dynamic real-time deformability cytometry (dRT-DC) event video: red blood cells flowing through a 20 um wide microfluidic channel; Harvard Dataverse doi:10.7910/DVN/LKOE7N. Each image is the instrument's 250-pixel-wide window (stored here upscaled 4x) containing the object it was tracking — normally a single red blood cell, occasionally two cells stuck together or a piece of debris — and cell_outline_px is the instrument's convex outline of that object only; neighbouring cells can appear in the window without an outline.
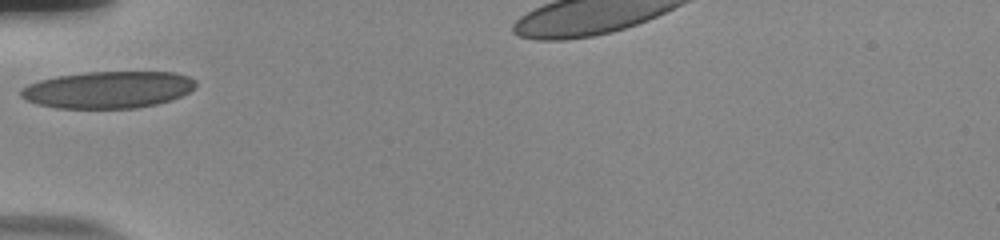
{"species": "human", "species_latin": "Homo sapiens", "temperature_condition": "room temperature", "stored_images_in_passage": 27, "camera_frame_rate_fps": 3000, "um_per_image_px": 0.085, "donor": {"sex": "male"}, "frame": {"image": 1, "passage_image": 1, "time_ms": 0.0, "image_size_px": [1000, 240], "cell_outline_px": [[196, 84], [188, 92], [172, 100], [156, 104], [136, 108], [56, 108], [36, 104], [20, 96], [20, 88], [28, 84], [40, 80], [56, 76], [88, 72], [176, 72], [188, 76], [196, 80]], "centroid_in_image_um": [9.17, 7.62], "position_along_channel_um": 75.8, "area_um2": 37.69}}
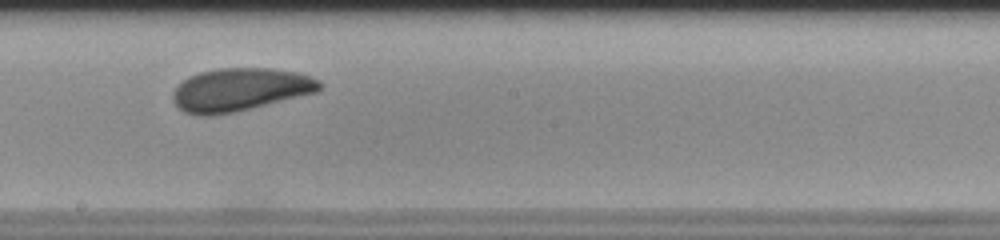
{"frame": {"image": 2, "passage_image": 13, "time_ms": 4.0, "image_size_px": [1000, 240], "cell_outline_px": [[324, 84], [316, 92], [232, 112], [212, 116], [200, 116], [184, 112], [172, 100], [172, 92], [188, 76], [200, 72], [220, 68], [272, 68], [300, 72], [320, 80]], "centroid_in_image_um": [20.4, 7.6], "position_along_channel_um": 227.8, "area_um2": 36.59}}
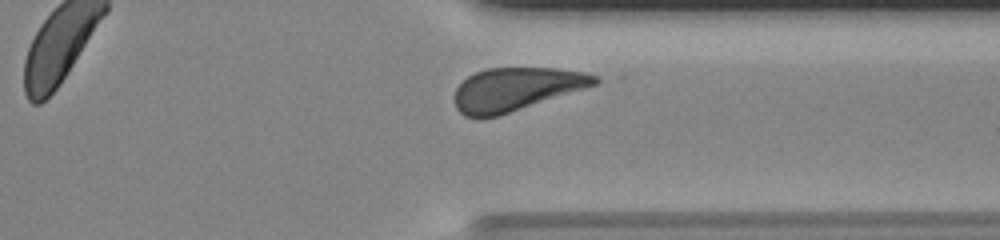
{"frame": {"image": 3, "passage_image": 24, "time_ms": 7.667, "image_size_px": [1000, 240], "cell_outline_px": [[600, 80], [596, 84], [500, 116], [480, 120], [464, 116], [456, 108], [456, 88], [468, 76], [476, 72], [488, 68], [556, 68], [584, 72], [600, 76]], "centroid_in_image_um": [43.84, 7.6], "position_along_channel_um": 367.6, "area_um2": 35.32}, "authors_computed_cell_mechanics": {"area_um2": 36.7608, "velocity_mm_per_s": 3.8033, "shape_relaxation_time_tau1_ms": 3.2619, "shape_relaxation_time_tau2_ms": null, "deformation_change_tau1": 0.1106, "deformation_change_tau2": null}}